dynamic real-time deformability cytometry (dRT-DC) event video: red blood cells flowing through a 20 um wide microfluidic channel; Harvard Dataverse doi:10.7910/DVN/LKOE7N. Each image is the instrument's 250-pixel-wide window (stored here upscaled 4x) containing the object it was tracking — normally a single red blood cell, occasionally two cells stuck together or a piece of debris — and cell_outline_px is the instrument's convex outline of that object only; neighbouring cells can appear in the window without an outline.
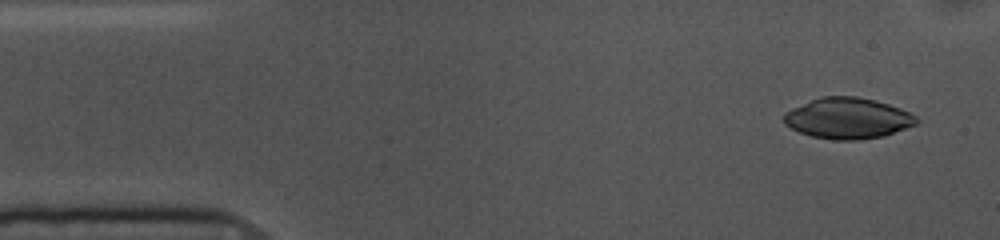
{"species": "common noctule bat (a hibernating species)", "species_latin": "Nyctalus noctula", "temperature_condition": "cold", "stored_images_in_passage": 53, "camera_frame_rate_fps": 3000, "um_per_image_px": 0.085, "animal": {"sex": "female", "body_mass_g": 10.0, "forearm_length_mm": 53.1}, "frame": {"image": 1, "passage_image": 3, "time_ms": 0.667, "image_size_px": [1000, 240], "cell_outline_px": [[920, 120], [916, 124], [884, 136], [856, 140], [836, 140], [812, 136], [800, 132], [784, 124], [784, 112], [792, 108], [820, 96], [856, 96], [876, 100], [900, 108], [916, 116]], "centroid_in_image_um": [72.06, 10.04], "position_along_channel_um": 12.9, "area_um2": 31.56}}
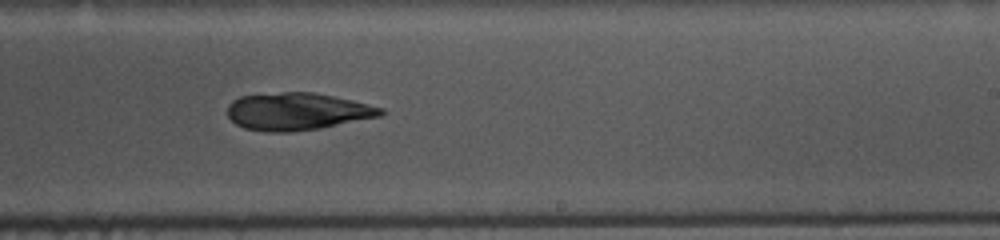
{"frame": {"image": 2, "passage_image": 31, "time_ms": 10.0, "image_size_px": [1000, 240], "cell_outline_px": [[384, 112], [380, 116], [320, 128], [288, 132], [264, 132], [244, 128], [236, 124], [228, 116], [228, 104], [232, 100], [240, 96], [284, 92], [312, 92], [352, 100], [384, 108]], "centroid_in_image_um": [25.24, 9.48], "position_along_channel_um": 263.8, "area_um2": 33.23}}
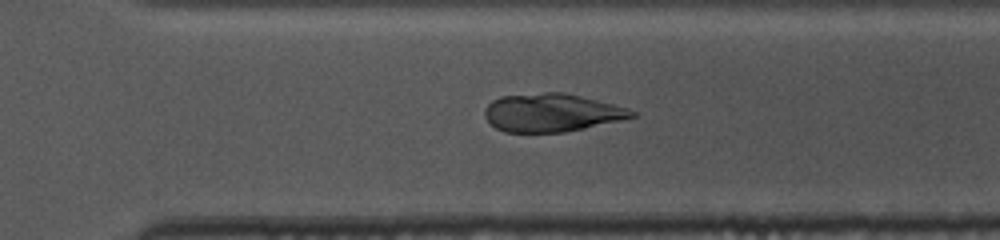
{"frame": {"image": 3, "passage_image": 36, "time_ms": 11.667, "image_size_px": [1000, 240], "cell_outline_px": [[636, 116], [620, 120], [584, 128], [564, 132], [504, 132], [496, 128], [484, 116], [484, 108], [492, 100], [500, 96], [544, 92], [564, 92], [628, 108], [636, 112]], "centroid_in_image_um": [46.85, 9.57], "position_along_channel_um": 323.7, "area_um2": 32.54}}